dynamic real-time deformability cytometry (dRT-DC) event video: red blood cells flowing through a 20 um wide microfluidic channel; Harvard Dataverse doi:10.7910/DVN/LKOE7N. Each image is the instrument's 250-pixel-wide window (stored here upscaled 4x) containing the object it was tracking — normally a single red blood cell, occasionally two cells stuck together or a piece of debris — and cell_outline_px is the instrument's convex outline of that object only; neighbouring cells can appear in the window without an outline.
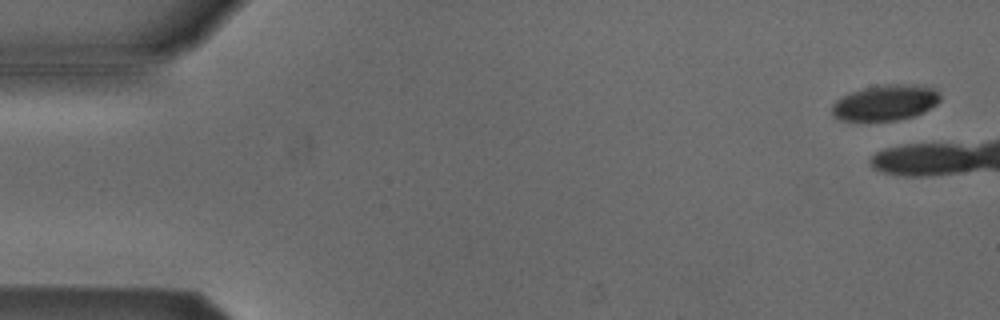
{"species": "Egyptian fruit bat (a non-hibernating species)", "species_latin": "Rousettus aegyptiacus", "temperature_condition": "cold", "stored_images_in_passage": 3, "camera_frame_rate_fps": 3000, "um_per_image_px": 0.085, "animal": {"sex": "male"}, "frame": {"image": 1, "passage_image": 1, "time_ms": 0.0, "image_size_px": [1000, 320], "cell_outline_px": [[940, 100], [936, 104], [924, 112], [912, 116], [896, 120], [840, 120], [832, 116], [832, 104], [836, 100], [852, 92], [864, 88], [884, 84], [916, 84], [932, 88], [940, 96]], "centroid_in_image_um": [75.25, 8.72], "position_along_channel_um": 9.8, "area_um2": 22.25}}